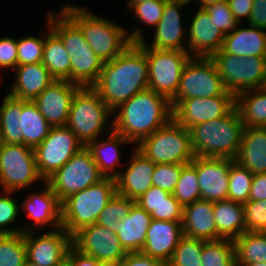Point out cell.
I'll return each instance as SVG.
<instances>
[{
  "instance_id": "obj_44",
  "label": "cell",
  "mask_w": 266,
  "mask_h": 266,
  "mask_svg": "<svg viewBox=\"0 0 266 266\" xmlns=\"http://www.w3.org/2000/svg\"><path fill=\"white\" fill-rule=\"evenodd\" d=\"M243 208L245 231L266 232V200H248Z\"/></svg>"
},
{
  "instance_id": "obj_62",
  "label": "cell",
  "mask_w": 266,
  "mask_h": 266,
  "mask_svg": "<svg viewBox=\"0 0 266 266\" xmlns=\"http://www.w3.org/2000/svg\"><path fill=\"white\" fill-rule=\"evenodd\" d=\"M176 1H178V2H180V3H182V4H188L189 2H191V1H195V0H176Z\"/></svg>"
},
{
  "instance_id": "obj_36",
  "label": "cell",
  "mask_w": 266,
  "mask_h": 266,
  "mask_svg": "<svg viewBox=\"0 0 266 266\" xmlns=\"http://www.w3.org/2000/svg\"><path fill=\"white\" fill-rule=\"evenodd\" d=\"M233 244L236 266L266 262V232L245 231Z\"/></svg>"
},
{
  "instance_id": "obj_35",
  "label": "cell",
  "mask_w": 266,
  "mask_h": 266,
  "mask_svg": "<svg viewBox=\"0 0 266 266\" xmlns=\"http://www.w3.org/2000/svg\"><path fill=\"white\" fill-rule=\"evenodd\" d=\"M22 113V100L9 94L0 107V140L7 144L24 145V137L19 130V115Z\"/></svg>"
},
{
  "instance_id": "obj_54",
  "label": "cell",
  "mask_w": 266,
  "mask_h": 266,
  "mask_svg": "<svg viewBox=\"0 0 266 266\" xmlns=\"http://www.w3.org/2000/svg\"><path fill=\"white\" fill-rule=\"evenodd\" d=\"M67 259L71 262L72 266H105L96 258L80 252L73 245L68 251Z\"/></svg>"
},
{
  "instance_id": "obj_39",
  "label": "cell",
  "mask_w": 266,
  "mask_h": 266,
  "mask_svg": "<svg viewBox=\"0 0 266 266\" xmlns=\"http://www.w3.org/2000/svg\"><path fill=\"white\" fill-rule=\"evenodd\" d=\"M26 260L24 233L0 235V266H23Z\"/></svg>"
},
{
  "instance_id": "obj_10",
  "label": "cell",
  "mask_w": 266,
  "mask_h": 266,
  "mask_svg": "<svg viewBox=\"0 0 266 266\" xmlns=\"http://www.w3.org/2000/svg\"><path fill=\"white\" fill-rule=\"evenodd\" d=\"M137 44L147 56L148 89L171 101L176 95L183 70L192 56L180 50L149 48L144 40Z\"/></svg>"
},
{
  "instance_id": "obj_45",
  "label": "cell",
  "mask_w": 266,
  "mask_h": 266,
  "mask_svg": "<svg viewBox=\"0 0 266 266\" xmlns=\"http://www.w3.org/2000/svg\"><path fill=\"white\" fill-rule=\"evenodd\" d=\"M184 166L180 164H155L152 186L159 187L172 194Z\"/></svg>"
},
{
  "instance_id": "obj_11",
  "label": "cell",
  "mask_w": 266,
  "mask_h": 266,
  "mask_svg": "<svg viewBox=\"0 0 266 266\" xmlns=\"http://www.w3.org/2000/svg\"><path fill=\"white\" fill-rule=\"evenodd\" d=\"M104 178L93 160L91 152L83 147L46 182L62 203L72 194L95 185Z\"/></svg>"
},
{
  "instance_id": "obj_50",
  "label": "cell",
  "mask_w": 266,
  "mask_h": 266,
  "mask_svg": "<svg viewBox=\"0 0 266 266\" xmlns=\"http://www.w3.org/2000/svg\"><path fill=\"white\" fill-rule=\"evenodd\" d=\"M169 195L170 193L167 191H164L159 187L152 186L144 194H142L135 203L143 208L147 213L151 214L162 205Z\"/></svg>"
},
{
  "instance_id": "obj_20",
  "label": "cell",
  "mask_w": 266,
  "mask_h": 266,
  "mask_svg": "<svg viewBox=\"0 0 266 266\" xmlns=\"http://www.w3.org/2000/svg\"><path fill=\"white\" fill-rule=\"evenodd\" d=\"M194 16L189 28L187 52L192 57L210 58L221 50L225 35L204 8H198Z\"/></svg>"
},
{
  "instance_id": "obj_21",
  "label": "cell",
  "mask_w": 266,
  "mask_h": 266,
  "mask_svg": "<svg viewBox=\"0 0 266 266\" xmlns=\"http://www.w3.org/2000/svg\"><path fill=\"white\" fill-rule=\"evenodd\" d=\"M183 236L182 222L152 219L141 252L168 263Z\"/></svg>"
},
{
  "instance_id": "obj_1",
  "label": "cell",
  "mask_w": 266,
  "mask_h": 266,
  "mask_svg": "<svg viewBox=\"0 0 266 266\" xmlns=\"http://www.w3.org/2000/svg\"><path fill=\"white\" fill-rule=\"evenodd\" d=\"M148 62L144 50L131 43L121 54L103 64L91 86L114 111L131 97L148 89Z\"/></svg>"
},
{
  "instance_id": "obj_34",
  "label": "cell",
  "mask_w": 266,
  "mask_h": 266,
  "mask_svg": "<svg viewBox=\"0 0 266 266\" xmlns=\"http://www.w3.org/2000/svg\"><path fill=\"white\" fill-rule=\"evenodd\" d=\"M49 28L50 31L45 36L42 64L56 80H67L71 75V59L61 38L51 29L50 25Z\"/></svg>"
},
{
  "instance_id": "obj_16",
  "label": "cell",
  "mask_w": 266,
  "mask_h": 266,
  "mask_svg": "<svg viewBox=\"0 0 266 266\" xmlns=\"http://www.w3.org/2000/svg\"><path fill=\"white\" fill-rule=\"evenodd\" d=\"M72 245L96 258L105 266L118 265L127 255L119 238L109 228L97 223L86 226L72 236Z\"/></svg>"
},
{
  "instance_id": "obj_38",
  "label": "cell",
  "mask_w": 266,
  "mask_h": 266,
  "mask_svg": "<svg viewBox=\"0 0 266 266\" xmlns=\"http://www.w3.org/2000/svg\"><path fill=\"white\" fill-rule=\"evenodd\" d=\"M201 260L202 266H236L233 240L205 241Z\"/></svg>"
},
{
  "instance_id": "obj_56",
  "label": "cell",
  "mask_w": 266,
  "mask_h": 266,
  "mask_svg": "<svg viewBox=\"0 0 266 266\" xmlns=\"http://www.w3.org/2000/svg\"><path fill=\"white\" fill-rule=\"evenodd\" d=\"M227 2L239 24H241L240 20L242 17H247L248 21L253 6V0H227Z\"/></svg>"
},
{
  "instance_id": "obj_23",
  "label": "cell",
  "mask_w": 266,
  "mask_h": 266,
  "mask_svg": "<svg viewBox=\"0 0 266 266\" xmlns=\"http://www.w3.org/2000/svg\"><path fill=\"white\" fill-rule=\"evenodd\" d=\"M183 235L204 241L217 240L214 202L197 200L183 208Z\"/></svg>"
},
{
  "instance_id": "obj_52",
  "label": "cell",
  "mask_w": 266,
  "mask_h": 266,
  "mask_svg": "<svg viewBox=\"0 0 266 266\" xmlns=\"http://www.w3.org/2000/svg\"><path fill=\"white\" fill-rule=\"evenodd\" d=\"M118 266H167V263L142 252H129Z\"/></svg>"
},
{
  "instance_id": "obj_33",
  "label": "cell",
  "mask_w": 266,
  "mask_h": 266,
  "mask_svg": "<svg viewBox=\"0 0 266 266\" xmlns=\"http://www.w3.org/2000/svg\"><path fill=\"white\" fill-rule=\"evenodd\" d=\"M127 142L130 141L121 134L111 130V134L107 140L99 142L96 139L86 146L91 152L93 160L97 164L100 173L105 178L115 179V172L112 173L111 171L115 170V165H117L120 160L118 147Z\"/></svg>"
},
{
  "instance_id": "obj_40",
  "label": "cell",
  "mask_w": 266,
  "mask_h": 266,
  "mask_svg": "<svg viewBox=\"0 0 266 266\" xmlns=\"http://www.w3.org/2000/svg\"><path fill=\"white\" fill-rule=\"evenodd\" d=\"M252 178L251 171L230 159L228 200L246 203L249 200Z\"/></svg>"
},
{
  "instance_id": "obj_63",
  "label": "cell",
  "mask_w": 266,
  "mask_h": 266,
  "mask_svg": "<svg viewBox=\"0 0 266 266\" xmlns=\"http://www.w3.org/2000/svg\"><path fill=\"white\" fill-rule=\"evenodd\" d=\"M2 144H3V142L0 140V152H1V149H2Z\"/></svg>"
},
{
  "instance_id": "obj_26",
  "label": "cell",
  "mask_w": 266,
  "mask_h": 266,
  "mask_svg": "<svg viewBox=\"0 0 266 266\" xmlns=\"http://www.w3.org/2000/svg\"><path fill=\"white\" fill-rule=\"evenodd\" d=\"M235 161L253 174L266 173V129L244 127Z\"/></svg>"
},
{
  "instance_id": "obj_47",
  "label": "cell",
  "mask_w": 266,
  "mask_h": 266,
  "mask_svg": "<svg viewBox=\"0 0 266 266\" xmlns=\"http://www.w3.org/2000/svg\"><path fill=\"white\" fill-rule=\"evenodd\" d=\"M6 195H0V235L2 234H17L30 231V229L15 228L9 229L6 228V225L11 224L15 221L19 207L16 201L11 198L8 194L12 192L4 191Z\"/></svg>"
},
{
  "instance_id": "obj_3",
  "label": "cell",
  "mask_w": 266,
  "mask_h": 266,
  "mask_svg": "<svg viewBox=\"0 0 266 266\" xmlns=\"http://www.w3.org/2000/svg\"><path fill=\"white\" fill-rule=\"evenodd\" d=\"M66 14L82 31L85 41L101 61L109 62L121 54L131 43L143 41L140 30L126 35V29L86 10L66 5Z\"/></svg>"
},
{
  "instance_id": "obj_43",
  "label": "cell",
  "mask_w": 266,
  "mask_h": 266,
  "mask_svg": "<svg viewBox=\"0 0 266 266\" xmlns=\"http://www.w3.org/2000/svg\"><path fill=\"white\" fill-rule=\"evenodd\" d=\"M46 38L29 36L17 41V66L41 63Z\"/></svg>"
},
{
  "instance_id": "obj_31",
  "label": "cell",
  "mask_w": 266,
  "mask_h": 266,
  "mask_svg": "<svg viewBox=\"0 0 266 266\" xmlns=\"http://www.w3.org/2000/svg\"><path fill=\"white\" fill-rule=\"evenodd\" d=\"M51 128L34 101L22 100L19 130L23 133L25 146L35 149L48 136Z\"/></svg>"
},
{
  "instance_id": "obj_30",
  "label": "cell",
  "mask_w": 266,
  "mask_h": 266,
  "mask_svg": "<svg viewBox=\"0 0 266 266\" xmlns=\"http://www.w3.org/2000/svg\"><path fill=\"white\" fill-rule=\"evenodd\" d=\"M214 221L217 239H237L245 232L243 204L228 199L215 201Z\"/></svg>"
},
{
  "instance_id": "obj_28",
  "label": "cell",
  "mask_w": 266,
  "mask_h": 266,
  "mask_svg": "<svg viewBox=\"0 0 266 266\" xmlns=\"http://www.w3.org/2000/svg\"><path fill=\"white\" fill-rule=\"evenodd\" d=\"M264 29L250 26L235 28L224 37L222 50L238 57H266V32Z\"/></svg>"
},
{
  "instance_id": "obj_37",
  "label": "cell",
  "mask_w": 266,
  "mask_h": 266,
  "mask_svg": "<svg viewBox=\"0 0 266 266\" xmlns=\"http://www.w3.org/2000/svg\"><path fill=\"white\" fill-rule=\"evenodd\" d=\"M172 194L183 207L201 199L197 175V156L190 164L181 169L179 180Z\"/></svg>"
},
{
  "instance_id": "obj_22",
  "label": "cell",
  "mask_w": 266,
  "mask_h": 266,
  "mask_svg": "<svg viewBox=\"0 0 266 266\" xmlns=\"http://www.w3.org/2000/svg\"><path fill=\"white\" fill-rule=\"evenodd\" d=\"M131 159L124 172L115 173L116 189L117 194L136 201L152 187L155 163L147 159L137 149Z\"/></svg>"
},
{
  "instance_id": "obj_49",
  "label": "cell",
  "mask_w": 266,
  "mask_h": 266,
  "mask_svg": "<svg viewBox=\"0 0 266 266\" xmlns=\"http://www.w3.org/2000/svg\"><path fill=\"white\" fill-rule=\"evenodd\" d=\"M183 208L174 195L170 194L150 215L154 220L182 222Z\"/></svg>"
},
{
  "instance_id": "obj_4",
  "label": "cell",
  "mask_w": 266,
  "mask_h": 266,
  "mask_svg": "<svg viewBox=\"0 0 266 266\" xmlns=\"http://www.w3.org/2000/svg\"><path fill=\"white\" fill-rule=\"evenodd\" d=\"M244 125L234 107L227 115L189 128L191 146L197 157L235 160Z\"/></svg>"
},
{
  "instance_id": "obj_46",
  "label": "cell",
  "mask_w": 266,
  "mask_h": 266,
  "mask_svg": "<svg viewBox=\"0 0 266 266\" xmlns=\"http://www.w3.org/2000/svg\"><path fill=\"white\" fill-rule=\"evenodd\" d=\"M204 9L209 13L211 20L224 35H227L229 31H233L239 25L227 1L210 4Z\"/></svg>"
},
{
  "instance_id": "obj_42",
  "label": "cell",
  "mask_w": 266,
  "mask_h": 266,
  "mask_svg": "<svg viewBox=\"0 0 266 266\" xmlns=\"http://www.w3.org/2000/svg\"><path fill=\"white\" fill-rule=\"evenodd\" d=\"M134 203L135 200L116 194L100 212L96 223L116 233L119 221L129 215Z\"/></svg>"
},
{
  "instance_id": "obj_8",
  "label": "cell",
  "mask_w": 266,
  "mask_h": 266,
  "mask_svg": "<svg viewBox=\"0 0 266 266\" xmlns=\"http://www.w3.org/2000/svg\"><path fill=\"white\" fill-rule=\"evenodd\" d=\"M113 111L92 87H81L75 94L66 126L86 147L98 139Z\"/></svg>"
},
{
  "instance_id": "obj_7",
  "label": "cell",
  "mask_w": 266,
  "mask_h": 266,
  "mask_svg": "<svg viewBox=\"0 0 266 266\" xmlns=\"http://www.w3.org/2000/svg\"><path fill=\"white\" fill-rule=\"evenodd\" d=\"M137 150L155 164H190L194 158L189 129L173 118L137 144Z\"/></svg>"
},
{
  "instance_id": "obj_58",
  "label": "cell",
  "mask_w": 266,
  "mask_h": 266,
  "mask_svg": "<svg viewBox=\"0 0 266 266\" xmlns=\"http://www.w3.org/2000/svg\"><path fill=\"white\" fill-rule=\"evenodd\" d=\"M243 266H266V262H255L251 264H244Z\"/></svg>"
},
{
  "instance_id": "obj_25",
  "label": "cell",
  "mask_w": 266,
  "mask_h": 266,
  "mask_svg": "<svg viewBox=\"0 0 266 266\" xmlns=\"http://www.w3.org/2000/svg\"><path fill=\"white\" fill-rule=\"evenodd\" d=\"M15 69L17 78L9 95L17 99L34 101L56 80L42 62L18 65Z\"/></svg>"
},
{
  "instance_id": "obj_17",
  "label": "cell",
  "mask_w": 266,
  "mask_h": 266,
  "mask_svg": "<svg viewBox=\"0 0 266 266\" xmlns=\"http://www.w3.org/2000/svg\"><path fill=\"white\" fill-rule=\"evenodd\" d=\"M24 232L27 260L39 266H57L67 258L72 236L62 227L35 237L34 231Z\"/></svg>"
},
{
  "instance_id": "obj_24",
  "label": "cell",
  "mask_w": 266,
  "mask_h": 266,
  "mask_svg": "<svg viewBox=\"0 0 266 266\" xmlns=\"http://www.w3.org/2000/svg\"><path fill=\"white\" fill-rule=\"evenodd\" d=\"M184 6L185 4L176 0H167L165 2L162 18L155 27L153 43L149 48L187 52V47L184 48V45H182L184 31L179 13L180 8Z\"/></svg>"
},
{
  "instance_id": "obj_19",
  "label": "cell",
  "mask_w": 266,
  "mask_h": 266,
  "mask_svg": "<svg viewBox=\"0 0 266 266\" xmlns=\"http://www.w3.org/2000/svg\"><path fill=\"white\" fill-rule=\"evenodd\" d=\"M230 159L197 157V175L201 199L221 201L228 199Z\"/></svg>"
},
{
  "instance_id": "obj_59",
  "label": "cell",
  "mask_w": 266,
  "mask_h": 266,
  "mask_svg": "<svg viewBox=\"0 0 266 266\" xmlns=\"http://www.w3.org/2000/svg\"><path fill=\"white\" fill-rule=\"evenodd\" d=\"M146 1H155V0H129L127 4H138Z\"/></svg>"
},
{
  "instance_id": "obj_53",
  "label": "cell",
  "mask_w": 266,
  "mask_h": 266,
  "mask_svg": "<svg viewBox=\"0 0 266 266\" xmlns=\"http://www.w3.org/2000/svg\"><path fill=\"white\" fill-rule=\"evenodd\" d=\"M248 25L266 30V0H253Z\"/></svg>"
},
{
  "instance_id": "obj_60",
  "label": "cell",
  "mask_w": 266,
  "mask_h": 266,
  "mask_svg": "<svg viewBox=\"0 0 266 266\" xmlns=\"http://www.w3.org/2000/svg\"><path fill=\"white\" fill-rule=\"evenodd\" d=\"M57 266H72L71 262L66 258L65 260H63L60 264H58Z\"/></svg>"
},
{
  "instance_id": "obj_41",
  "label": "cell",
  "mask_w": 266,
  "mask_h": 266,
  "mask_svg": "<svg viewBox=\"0 0 266 266\" xmlns=\"http://www.w3.org/2000/svg\"><path fill=\"white\" fill-rule=\"evenodd\" d=\"M205 241L183 236L167 266H202L201 254Z\"/></svg>"
},
{
  "instance_id": "obj_29",
  "label": "cell",
  "mask_w": 266,
  "mask_h": 266,
  "mask_svg": "<svg viewBox=\"0 0 266 266\" xmlns=\"http://www.w3.org/2000/svg\"><path fill=\"white\" fill-rule=\"evenodd\" d=\"M45 192L28 195L21 205L28 216L34 220L36 227L42 225H54L56 229L61 227V202L53 193L51 186L45 181Z\"/></svg>"
},
{
  "instance_id": "obj_27",
  "label": "cell",
  "mask_w": 266,
  "mask_h": 266,
  "mask_svg": "<svg viewBox=\"0 0 266 266\" xmlns=\"http://www.w3.org/2000/svg\"><path fill=\"white\" fill-rule=\"evenodd\" d=\"M151 220V215L134 203L129 215L119 221L115 234L127 253L141 252Z\"/></svg>"
},
{
  "instance_id": "obj_51",
  "label": "cell",
  "mask_w": 266,
  "mask_h": 266,
  "mask_svg": "<svg viewBox=\"0 0 266 266\" xmlns=\"http://www.w3.org/2000/svg\"><path fill=\"white\" fill-rule=\"evenodd\" d=\"M17 40L11 37L0 38V69L17 66Z\"/></svg>"
},
{
  "instance_id": "obj_13",
  "label": "cell",
  "mask_w": 266,
  "mask_h": 266,
  "mask_svg": "<svg viewBox=\"0 0 266 266\" xmlns=\"http://www.w3.org/2000/svg\"><path fill=\"white\" fill-rule=\"evenodd\" d=\"M83 147L67 126H52L48 136L34 149L40 175L46 181Z\"/></svg>"
},
{
  "instance_id": "obj_9",
  "label": "cell",
  "mask_w": 266,
  "mask_h": 266,
  "mask_svg": "<svg viewBox=\"0 0 266 266\" xmlns=\"http://www.w3.org/2000/svg\"><path fill=\"white\" fill-rule=\"evenodd\" d=\"M210 59L214 62L226 90L234 96L266 86V57H238L221 49Z\"/></svg>"
},
{
  "instance_id": "obj_14",
  "label": "cell",
  "mask_w": 266,
  "mask_h": 266,
  "mask_svg": "<svg viewBox=\"0 0 266 266\" xmlns=\"http://www.w3.org/2000/svg\"><path fill=\"white\" fill-rule=\"evenodd\" d=\"M226 91L214 62L210 58L192 57L183 70L173 99L209 98Z\"/></svg>"
},
{
  "instance_id": "obj_5",
  "label": "cell",
  "mask_w": 266,
  "mask_h": 266,
  "mask_svg": "<svg viewBox=\"0 0 266 266\" xmlns=\"http://www.w3.org/2000/svg\"><path fill=\"white\" fill-rule=\"evenodd\" d=\"M47 22L63 41L71 59V75L67 80L81 87H91L97 81L104 62L91 50L80 28L65 13L56 17L48 13Z\"/></svg>"
},
{
  "instance_id": "obj_61",
  "label": "cell",
  "mask_w": 266,
  "mask_h": 266,
  "mask_svg": "<svg viewBox=\"0 0 266 266\" xmlns=\"http://www.w3.org/2000/svg\"><path fill=\"white\" fill-rule=\"evenodd\" d=\"M23 266H39V265L33 264L29 262L28 260H26Z\"/></svg>"
},
{
  "instance_id": "obj_6",
  "label": "cell",
  "mask_w": 266,
  "mask_h": 266,
  "mask_svg": "<svg viewBox=\"0 0 266 266\" xmlns=\"http://www.w3.org/2000/svg\"><path fill=\"white\" fill-rule=\"evenodd\" d=\"M116 194L114 178H104L99 183L72 194L61 203V227L73 236L82 228L93 225Z\"/></svg>"
},
{
  "instance_id": "obj_15",
  "label": "cell",
  "mask_w": 266,
  "mask_h": 266,
  "mask_svg": "<svg viewBox=\"0 0 266 266\" xmlns=\"http://www.w3.org/2000/svg\"><path fill=\"white\" fill-rule=\"evenodd\" d=\"M173 119L189 129L197 124L221 118L235 107V96L229 91L209 98L172 99Z\"/></svg>"
},
{
  "instance_id": "obj_57",
  "label": "cell",
  "mask_w": 266,
  "mask_h": 266,
  "mask_svg": "<svg viewBox=\"0 0 266 266\" xmlns=\"http://www.w3.org/2000/svg\"><path fill=\"white\" fill-rule=\"evenodd\" d=\"M201 5L199 8H205L210 4H216V3H220V2H224L227 0H199Z\"/></svg>"
},
{
  "instance_id": "obj_32",
  "label": "cell",
  "mask_w": 266,
  "mask_h": 266,
  "mask_svg": "<svg viewBox=\"0 0 266 266\" xmlns=\"http://www.w3.org/2000/svg\"><path fill=\"white\" fill-rule=\"evenodd\" d=\"M235 96V107L244 127L266 126V86Z\"/></svg>"
},
{
  "instance_id": "obj_12",
  "label": "cell",
  "mask_w": 266,
  "mask_h": 266,
  "mask_svg": "<svg viewBox=\"0 0 266 266\" xmlns=\"http://www.w3.org/2000/svg\"><path fill=\"white\" fill-rule=\"evenodd\" d=\"M40 175L33 148L25 145L2 144L0 152V183L4 191L14 192L31 185Z\"/></svg>"
},
{
  "instance_id": "obj_2",
  "label": "cell",
  "mask_w": 266,
  "mask_h": 266,
  "mask_svg": "<svg viewBox=\"0 0 266 266\" xmlns=\"http://www.w3.org/2000/svg\"><path fill=\"white\" fill-rule=\"evenodd\" d=\"M117 109L118 114L108 126L137 144L173 118L170 101L150 89L137 93L119 105L114 112Z\"/></svg>"
},
{
  "instance_id": "obj_55",
  "label": "cell",
  "mask_w": 266,
  "mask_h": 266,
  "mask_svg": "<svg viewBox=\"0 0 266 266\" xmlns=\"http://www.w3.org/2000/svg\"><path fill=\"white\" fill-rule=\"evenodd\" d=\"M249 200H266V173L253 174Z\"/></svg>"
},
{
  "instance_id": "obj_48",
  "label": "cell",
  "mask_w": 266,
  "mask_h": 266,
  "mask_svg": "<svg viewBox=\"0 0 266 266\" xmlns=\"http://www.w3.org/2000/svg\"><path fill=\"white\" fill-rule=\"evenodd\" d=\"M166 1L167 0H155L127 5L135 11V16H137L140 21L144 22L146 25L156 27L162 18L164 4Z\"/></svg>"
},
{
  "instance_id": "obj_18",
  "label": "cell",
  "mask_w": 266,
  "mask_h": 266,
  "mask_svg": "<svg viewBox=\"0 0 266 266\" xmlns=\"http://www.w3.org/2000/svg\"><path fill=\"white\" fill-rule=\"evenodd\" d=\"M80 88L68 80H55L34 102L51 126H66L72 100Z\"/></svg>"
}]
</instances>
